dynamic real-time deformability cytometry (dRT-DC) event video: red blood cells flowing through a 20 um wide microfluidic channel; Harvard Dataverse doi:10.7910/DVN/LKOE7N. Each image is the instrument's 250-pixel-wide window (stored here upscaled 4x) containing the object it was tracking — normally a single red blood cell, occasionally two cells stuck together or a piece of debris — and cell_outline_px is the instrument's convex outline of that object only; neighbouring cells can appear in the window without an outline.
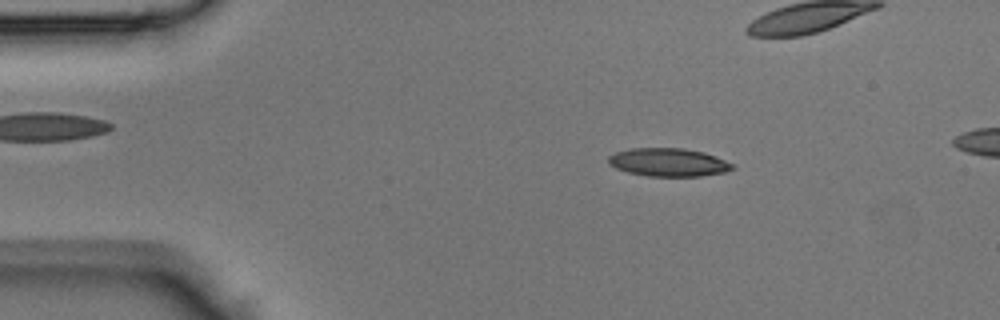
{"species": "Egyptian fruit bat (a non-hibernating species)", "species_latin": "Rousettus aegyptiacus", "temperature_condition": "room temperature", "stored_images_in_passage": 41, "camera_frame_rate_fps": 3000, "um_per_image_px": 0.085, "animal": {"sex": "male"}, "frame": {"image": 1, "passage_image": 5, "time_ms": 1.333, "image_size_px": [1000, 320], "cell_outline_px": [[736, 168], [724, 172], [700, 176], [648, 176], [628, 172], [616, 168], [608, 164], [608, 156], [616, 152], [628, 148], [684, 148], [704, 152], [716, 156], [732, 164]], "centroid_in_image_um": [56.8, 13.79], "position_along_channel_um": 28.2, "area_um2": 20.4}}
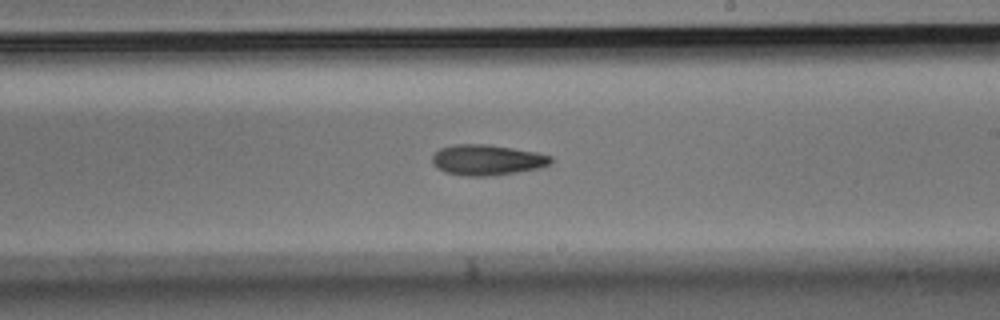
{"frame": {"image": 2, "passage_image": 23, "time_ms": 7.333, "image_size_px": [1000, 320], "cell_outline_px": [[552, 164], [540, 168], [496, 176], [464, 176], [444, 172], [436, 168], [432, 164], [432, 156], [440, 148], [452, 144], [488, 144], [536, 152], [552, 156]], "centroid_in_image_um": [41.39, 13.6], "position_along_channel_um": 247.6, "area_um2": 21.5}}
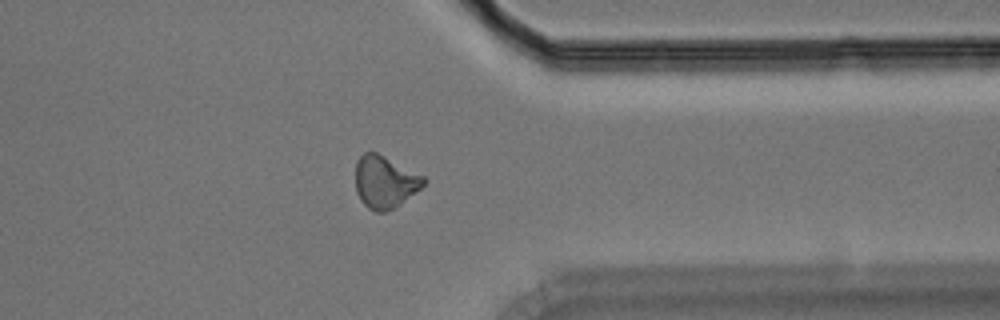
{"frame": {"image": 3, "passage_image": 32, "time_ms": 10.333, "image_size_px": [1000, 320], "cell_outline_px": [[424, 184], [416, 192], [400, 204], [384, 212], [376, 212], [368, 208], [360, 200], [356, 192], [356, 160], [364, 152], [376, 152], [424, 176]], "centroid_in_image_um": [32.68, 15.46], "position_along_channel_um": 378.7, "area_um2": 20.58}}